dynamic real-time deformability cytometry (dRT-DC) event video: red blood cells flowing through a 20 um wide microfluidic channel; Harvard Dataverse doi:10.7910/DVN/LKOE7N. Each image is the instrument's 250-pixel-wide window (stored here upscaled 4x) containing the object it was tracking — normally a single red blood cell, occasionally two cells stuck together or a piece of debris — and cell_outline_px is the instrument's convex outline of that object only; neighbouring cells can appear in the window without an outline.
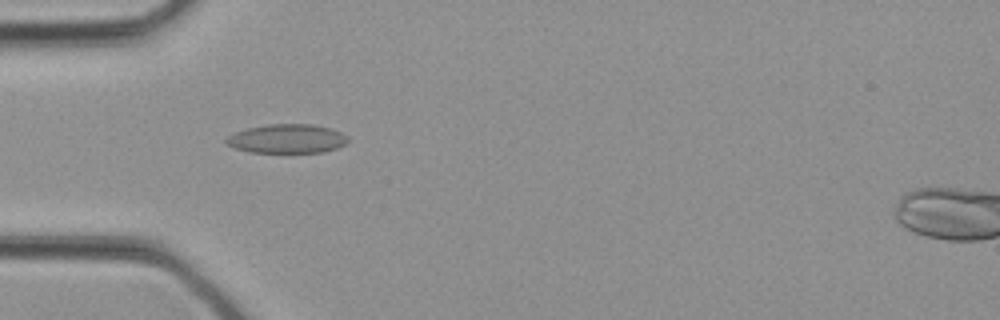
{"species": "common noctule bat (a hibernating species)", "species_latin": "Nyctalus noctula", "temperature_condition": "cold", "stored_images_in_passage": 12, "camera_frame_rate_fps": 3000, "um_per_image_px": 0.085, "animal": {"sex": "female", "body_mass_g": 21.9}, "frame": {"image": 1, "passage_image": 10, "time_ms": 3.0, "image_size_px": [1000, 320], "cell_outline_px": [[348, 140], [344, 144], [336, 148], [324, 152], [248, 152], [236, 148], [228, 144], [224, 140], [228, 136], [236, 132], [248, 128], [268, 124], [312, 124], [332, 128], [348, 136]], "centroid_in_image_um": [24.42, 11.78], "position_along_channel_um": 60.6, "area_um2": 20.46}}
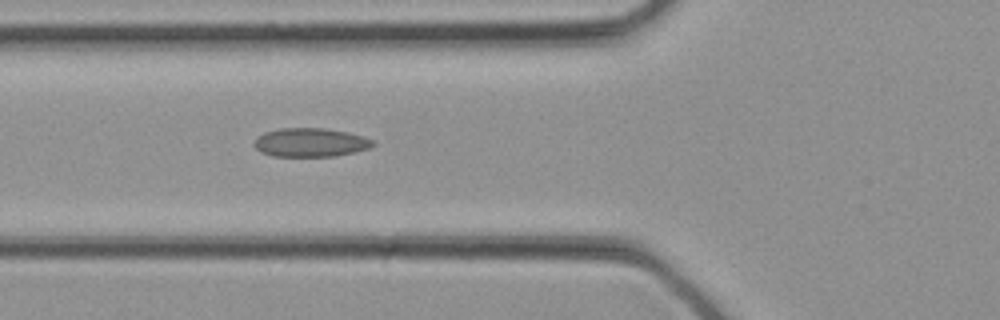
{"frame": {"image": 2, "passage_image": 12, "time_ms": 3.667, "image_size_px": [1000, 320], "cell_outline_px": [[376, 144], [372, 148], [356, 152], [336, 156], [272, 156], [260, 152], [252, 144], [256, 136], [264, 132], [280, 128], [324, 128], [348, 132], [364, 136], [376, 140]], "centroid_in_image_um": [26.42, 12.11], "position_along_channel_um": 99.4, "area_um2": 20.35}}